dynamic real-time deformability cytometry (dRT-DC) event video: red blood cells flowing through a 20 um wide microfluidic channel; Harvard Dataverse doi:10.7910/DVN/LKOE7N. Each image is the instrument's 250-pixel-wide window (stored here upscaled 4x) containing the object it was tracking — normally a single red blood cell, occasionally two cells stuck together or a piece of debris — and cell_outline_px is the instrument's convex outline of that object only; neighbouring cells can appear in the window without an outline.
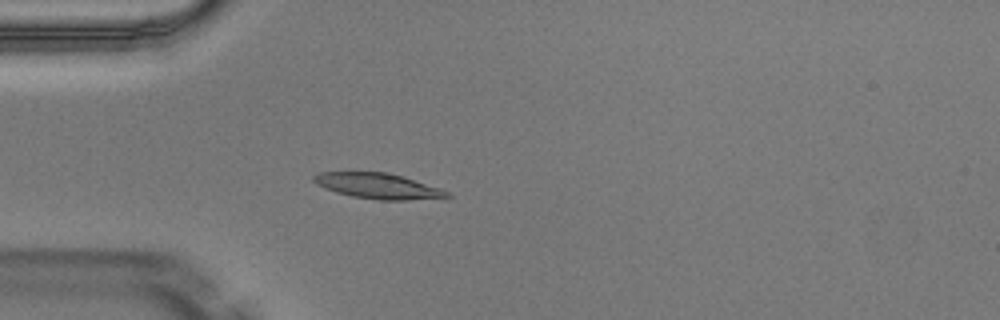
{"species": "Egyptian fruit bat (a non-hibernating species)", "species_latin": "Rousettus aegyptiacus", "temperature_condition": "warm", "stored_images_in_passage": 4, "camera_frame_rate_fps": 3000, "um_per_image_px": 0.085, "animal": {"sex": "male"}, "frame": {"image": 1, "passage_image": 4, "time_ms": 1.0, "image_size_px": [1000, 320], "cell_outline_px": [[452, 196], [408, 200], [380, 200], [352, 196], [336, 192], [324, 188], [316, 184], [312, 180], [312, 176], [320, 172], [384, 172], [404, 176], [440, 188], [448, 192]], "centroid_in_image_um": [32.1, 15.8], "position_along_channel_um": 52.9, "area_um2": 19.71}}